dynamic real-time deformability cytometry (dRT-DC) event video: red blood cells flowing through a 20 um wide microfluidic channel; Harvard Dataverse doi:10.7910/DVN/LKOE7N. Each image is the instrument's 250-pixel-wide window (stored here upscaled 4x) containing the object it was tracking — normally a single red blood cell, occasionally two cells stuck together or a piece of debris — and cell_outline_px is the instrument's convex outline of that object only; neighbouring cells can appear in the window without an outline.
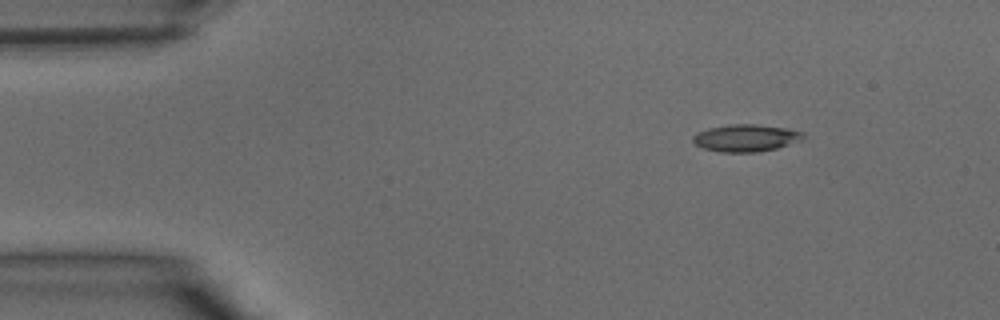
{"species": "common noctule bat (a hibernating species)", "species_latin": "Nyctalus noctula", "temperature_condition": "warm", "stored_images_in_passage": 35, "camera_frame_rate_fps": 3000, "um_per_image_px": 0.085, "animal": {"sex": "male", "body_mass_g": 15.6}, "frame": {"image": 1, "passage_image": 1, "time_ms": 0.0, "image_size_px": [1000, 320], "cell_outline_px": [[804, 136], [800, 140], [776, 148], [756, 152], [720, 152], [704, 148], [696, 144], [692, 140], [692, 136], [696, 132], [708, 128], [728, 124], [756, 124], [784, 128], [804, 132]], "centroid_in_image_um": [63.35, 11.72], "position_along_channel_um": 21.7, "area_um2": 17.34}}
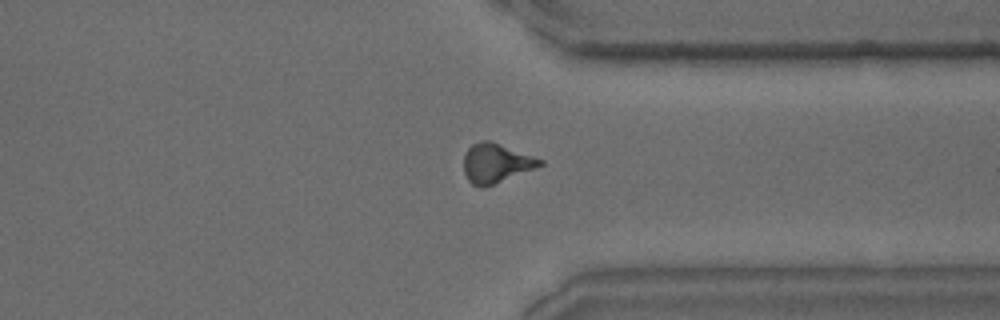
{"frame": {"image": 2, "passage_image": 26, "time_ms": 8.333, "image_size_px": [1000, 320], "cell_outline_px": [[544, 164], [484, 188], [480, 188], [472, 184], [468, 180], [464, 172], [464, 156], [468, 148], [472, 144], [480, 140], [492, 140], [544, 160]], "centroid_in_image_um": [42.14, 13.85], "position_along_channel_um": 369.3, "area_um2": 17.51}}
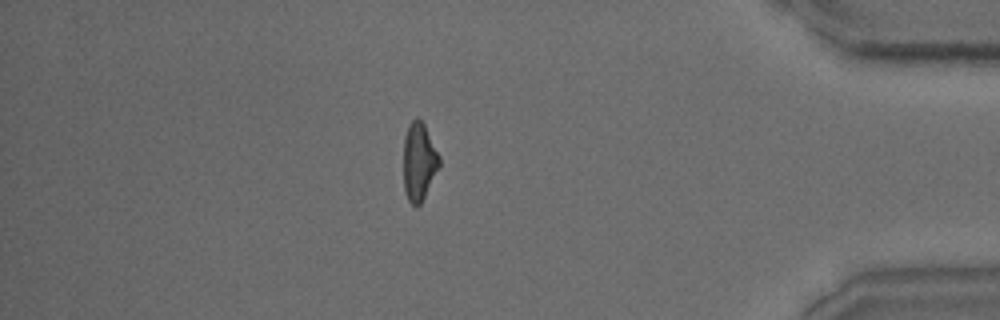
{"frame": {"image": 3, "passage_image": 30, "time_ms": 9.667, "image_size_px": [1000, 320], "cell_outline_px": [[440, 164], [420, 204], [416, 208], [408, 200], [404, 188], [404, 136], [408, 124], [416, 116], [424, 124], [440, 156]], "centroid_in_image_um": [35.6, 13.71], "position_along_channel_um": 399.6, "area_um2": 16.13}}